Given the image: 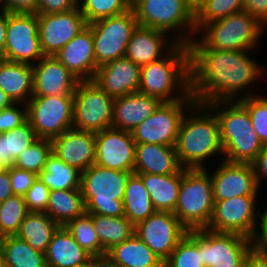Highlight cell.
<instances>
[{
  "label": "cell",
  "mask_w": 267,
  "mask_h": 267,
  "mask_svg": "<svg viewBox=\"0 0 267 267\" xmlns=\"http://www.w3.org/2000/svg\"><path fill=\"white\" fill-rule=\"evenodd\" d=\"M187 46L190 94L197 103L239 101L257 95L261 63L254 56L256 51L208 48L197 36Z\"/></svg>",
  "instance_id": "1"
},
{
  "label": "cell",
  "mask_w": 267,
  "mask_h": 267,
  "mask_svg": "<svg viewBox=\"0 0 267 267\" xmlns=\"http://www.w3.org/2000/svg\"><path fill=\"white\" fill-rule=\"evenodd\" d=\"M175 149L181 166L186 169L206 168L218 156L223 160L218 119L206 104L195 102L187 110Z\"/></svg>",
  "instance_id": "2"
},
{
  "label": "cell",
  "mask_w": 267,
  "mask_h": 267,
  "mask_svg": "<svg viewBox=\"0 0 267 267\" xmlns=\"http://www.w3.org/2000/svg\"><path fill=\"white\" fill-rule=\"evenodd\" d=\"M206 105L218 119L223 160L252 163L263 143L253 128L247 109L239 101H217Z\"/></svg>",
  "instance_id": "3"
},
{
  "label": "cell",
  "mask_w": 267,
  "mask_h": 267,
  "mask_svg": "<svg viewBox=\"0 0 267 267\" xmlns=\"http://www.w3.org/2000/svg\"><path fill=\"white\" fill-rule=\"evenodd\" d=\"M138 92L161 102L185 99L190 94L188 46L178 43L166 56L141 66Z\"/></svg>",
  "instance_id": "4"
},
{
  "label": "cell",
  "mask_w": 267,
  "mask_h": 267,
  "mask_svg": "<svg viewBox=\"0 0 267 267\" xmlns=\"http://www.w3.org/2000/svg\"><path fill=\"white\" fill-rule=\"evenodd\" d=\"M137 23L187 45L195 36V9L187 0H132Z\"/></svg>",
  "instance_id": "5"
},
{
  "label": "cell",
  "mask_w": 267,
  "mask_h": 267,
  "mask_svg": "<svg viewBox=\"0 0 267 267\" xmlns=\"http://www.w3.org/2000/svg\"><path fill=\"white\" fill-rule=\"evenodd\" d=\"M130 174L96 164L82 171L80 190L86 205V213L124 216L123 198Z\"/></svg>",
  "instance_id": "6"
},
{
  "label": "cell",
  "mask_w": 267,
  "mask_h": 267,
  "mask_svg": "<svg viewBox=\"0 0 267 267\" xmlns=\"http://www.w3.org/2000/svg\"><path fill=\"white\" fill-rule=\"evenodd\" d=\"M267 28L246 11L205 24L196 34L208 47L218 50L256 51ZM261 41V42H260Z\"/></svg>",
  "instance_id": "7"
},
{
  "label": "cell",
  "mask_w": 267,
  "mask_h": 267,
  "mask_svg": "<svg viewBox=\"0 0 267 267\" xmlns=\"http://www.w3.org/2000/svg\"><path fill=\"white\" fill-rule=\"evenodd\" d=\"M210 170L183 168L173 214L187 231L205 229L210 222L214 206Z\"/></svg>",
  "instance_id": "8"
},
{
  "label": "cell",
  "mask_w": 267,
  "mask_h": 267,
  "mask_svg": "<svg viewBox=\"0 0 267 267\" xmlns=\"http://www.w3.org/2000/svg\"><path fill=\"white\" fill-rule=\"evenodd\" d=\"M138 25L132 8L87 25L92 30L97 67L125 56L127 44Z\"/></svg>",
  "instance_id": "9"
},
{
  "label": "cell",
  "mask_w": 267,
  "mask_h": 267,
  "mask_svg": "<svg viewBox=\"0 0 267 267\" xmlns=\"http://www.w3.org/2000/svg\"><path fill=\"white\" fill-rule=\"evenodd\" d=\"M27 118L39 139L52 140L73 128V95L31 97Z\"/></svg>",
  "instance_id": "10"
},
{
  "label": "cell",
  "mask_w": 267,
  "mask_h": 267,
  "mask_svg": "<svg viewBox=\"0 0 267 267\" xmlns=\"http://www.w3.org/2000/svg\"><path fill=\"white\" fill-rule=\"evenodd\" d=\"M195 102L191 94L182 100L162 102L150 117L131 131L133 140L136 144L175 146L181 120Z\"/></svg>",
  "instance_id": "11"
},
{
  "label": "cell",
  "mask_w": 267,
  "mask_h": 267,
  "mask_svg": "<svg viewBox=\"0 0 267 267\" xmlns=\"http://www.w3.org/2000/svg\"><path fill=\"white\" fill-rule=\"evenodd\" d=\"M73 99L74 129L97 133L112 126L114 98L92 80L80 81Z\"/></svg>",
  "instance_id": "12"
},
{
  "label": "cell",
  "mask_w": 267,
  "mask_h": 267,
  "mask_svg": "<svg viewBox=\"0 0 267 267\" xmlns=\"http://www.w3.org/2000/svg\"><path fill=\"white\" fill-rule=\"evenodd\" d=\"M259 196H238L214 201L213 213L206 229L215 232L236 233L254 238L262 205ZM260 208H259V207Z\"/></svg>",
  "instance_id": "13"
},
{
  "label": "cell",
  "mask_w": 267,
  "mask_h": 267,
  "mask_svg": "<svg viewBox=\"0 0 267 267\" xmlns=\"http://www.w3.org/2000/svg\"><path fill=\"white\" fill-rule=\"evenodd\" d=\"M43 56L37 14L7 13L5 47L0 58L33 65Z\"/></svg>",
  "instance_id": "14"
},
{
  "label": "cell",
  "mask_w": 267,
  "mask_h": 267,
  "mask_svg": "<svg viewBox=\"0 0 267 267\" xmlns=\"http://www.w3.org/2000/svg\"><path fill=\"white\" fill-rule=\"evenodd\" d=\"M252 240L236 233L199 229V253L205 267H243Z\"/></svg>",
  "instance_id": "15"
},
{
  "label": "cell",
  "mask_w": 267,
  "mask_h": 267,
  "mask_svg": "<svg viewBox=\"0 0 267 267\" xmlns=\"http://www.w3.org/2000/svg\"><path fill=\"white\" fill-rule=\"evenodd\" d=\"M134 233L165 262L187 230L173 212L155 211L135 226Z\"/></svg>",
  "instance_id": "16"
},
{
  "label": "cell",
  "mask_w": 267,
  "mask_h": 267,
  "mask_svg": "<svg viewBox=\"0 0 267 267\" xmlns=\"http://www.w3.org/2000/svg\"><path fill=\"white\" fill-rule=\"evenodd\" d=\"M215 161L210 171L213 201L228 200L238 196H260L252 163Z\"/></svg>",
  "instance_id": "17"
},
{
  "label": "cell",
  "mask_w": 267,
  "mask_h": 267,
  "mask_svg": "<svg viewBox=\"0 0 267 267\" xmlns=\"http://www.w3.org/2000/svg\"><path fill=\"white\" fill-rule=\"evenodd\" d=\"M38 35L44 55L55 56L87 27L79 7L61 13L37 14Z\"/></svg>",
  "instance_id": "18"
},
{
  "label": "cell",
  "mask_w": 267,
  "mask_h": 267,
  "mask_svg": "<svg viewBox=\"0 0 267 267\" xmlns=\"http://www.w3.org/2000/svg\"><path fill=\"white\" fill-rule=\"evenodd\" d=\"M136 143L131 132L113 127L96 133L95 164L134 173Z\"/></svg>",
  "instance_id": "19"
},
{
  "label": "cell",
  "mask_w": 267,
  "mask_h": 267,
  "mask_svg": "<svg viewBox=\"0 0 267 267\" xmlns=\"http://www.w3.org/2000/svg\"><path fill=\"white\" fill-rule=\"evenodd\" d=\"M33 67V95H73L80 80L55 57L44 55Z\"/></svg>",
  "instance_id": "20"
},
{
  "label": "cell",
  "mask_w": 267,
  "mask_h": 267,
  "mask_svg": "<svg viewBox=\"0 0 267 267\" xmlns=\"http://www.w3.org/2000/svg\"><path fill=\"white\" fill-rule=\"evenodd\" d=\"M140 76L141 67L124 56L98 67L92 81L115 99L138 92Z\"/></svg>",
  "instance_id": "21"
},
{
  "label": "cell",
  "mask_w": 267,
  "mask_h": 267,
  "mask_svg": "<svg viewBox=\"0 0 267 267\" xmlns=\"http://www.w3.org/2000/svg\"><path fill=\"white\" fill-rule=\"evenodd\" d=\"M51 142L52 152L81 172L95 164L96 133L71 128Z\"/></svg>",
  "instance_id": "22"
},
{
  "label": "cell",
  "mask_w": 267,
  "mask_h": 267,
  "mask_svg": "<svg viewBox=\"0 0 267 267\" xmlns=\"http://www.w3.org/2000/svg\"><path fill=\"white\" fill-rule=\"evenodd\" d=\"M177 44L163 31L138 25L127 44L125 57L141 67L166 56Z\"/></svg>",
  "instance_id": "23"
},
{
  "label": "cell",
  "mask_w": 267,
  "mask_h": 267,
  "mask_svg": "<svg viewBox=\"0 0 267 267\" xmlns=\"http://www.w3.org/2000/svg\"><path fill=\"white\" fill-rule=\"evenodd\" d=\"M55 57L80 81L92 80L98 69L92 30L87 26L67 43Z\"/></svg>",
  "instance_id": "24"
},
{
  "label": "cell",
  "mask_w": 267,
  "mask_h": 267,
  "mask_svg": "<svg viewBox=\"0 0 267 267\" xmlns=\"http://www.w3.org/2000/svg\"><path fill=\"white\" fill-rule=\"evenodd\" d=\"M161 103L156 97L140 92L115 98L111 127L131 132L138 124L150 117Z\"/></svg>",
  "instance_id": "25"
},
{
  "label": "cell",
  "mask_w": 267,
  "mask_h": 267,
  "mask_svg": "<svg viewBox=\"0 0 267 267\" xmlns=\"http://www.w3.org/2000/svg\"><path fill=\"white\" fill-rule=\"evenodd\" d=\"M182 169L175 146L136 144L134 173L166 175Z\"/></svg>",
  "instance_id": "26"
},
{
  "label": "cell",
  "mask_w": 267,
  "mask_h": 267,
  "mask_svg": "<svg viewBox=\"0 0 267 267\" xmlns=\"http://www.w3.org/2000/svg\"><path fill=\"white\" fill-rule=\"evenodd\" d=\"M45 257L47 267H84L94 260L65 226H59L54 232Z\"/></svg>",
  "instance_id": "27"
},
{
  "label": "cell",
  "mask_w": 267,
  "mask_h": 267,
  "mask_svg": "<svg viewBox=\"0 0 267 267\" xmlns=\"http://www.w3.org/2000/svg\"><path fill=\"white\" fill-rule=\"evenodd\" d=\"M0 89L14 103L27 104L33 95V67L0 58Z\"/></svg>",
  "instance_id": "28"
},
{
  "label": "cell",
  "mask_w": 267,
  "mask_h": 267,
  "mask_svg": "<svg viewBox=\"0 0 267 267\" xmlns=\"http://www.w3.org/2000/svg\"><path fill=\"white\" fill-rule=\"evenodd\" d=\"M104 260L114 267H164V262L135 233L110 249Z\"/></svg>",
  "instance_id": "29"
},
{
  "label": "cell",
  "mask_w": 267,
  "mask_h": 267,
  "mask_svg": "<svg viewBox=\"0 0 267 267\" xmlns=\"http://www.w3.org/2000/svg\"><path fill=\"white\" fill-rule=\"evenodd\" d=\"M135 174H138L142 178L156 211L174 212L177 205L183 169L179 173L166 175L148 173Z\"/></svg>",
  "instance_id": "30"
},
{
  "label": "cell",
  "mask_w": 267,
  "mask_h": 267,
  "mask_svg": "<svg viewBox=\"0 0 267 267\" xmlns=\"http://www.w3.org/2000/svg\"><path fill=\"white\" fill-rule=\"evenodd\" d=\"M124 216H126L134 226L145 221L156 210L150 199V194L145 188L142 178L135 173L128 177L124 198Z\"/></svg>",
  "instance_id": "31"
},
{
  "label": "cell",
  "mask_w": 267,
  "mask_h": 267,
  "mask_svg": "<svg viewBox=\"0 0 267 267\" xmlns=\"http://www.w3.org/2000/svg\"><path fill=\"white\" fill-rule=\"evenodd\" d=\"M59 225L45 212H29L23 219L16 236L35 250L45 253Z\"/></svg>",
  "instance_id": "32"
},
{
  "label": "cell",
  "mask_w": 267,
  "mask_h": 267,
  "mask_svg": "<svg viewBox=\"0 0 267 267\" xmlns=\"http://www.w3.org/2000/svg\"><path fill=\"white\" fill-rule=\"evenodd\" d=\"M54 222L65 226L70 220L86 213V205L80 189L50 191L47 210Z\"/></svg>",
  "instance_id": "33"
},
{
  "label": "cell",
  "mask_w": 267,
  "mask_h": 267,
  "mask_svg": "<svg viewBox=\"0 0 267 267\" xmlns=\"http://www.w3.org/2000/svg\"><path fill=\"white\" fill-rule=\"evenodd\" d=\"M89 215L93 218L95 231L104 248V259L110 249L129 239L135 232V226L126 216Z\"/></svg>",
  "instance_id": "34"
},
{
  "label": "cell",
  "mask_w": 267,
  "mask_h": 267,
  "mask_svg": "<svg viewBox=\"0 0 267 267\" xmlns=\"http://www.w3.org/2000/svg\"><path fill=\"white\" fill-rule=\"evenodd\" d=\"M38 178L50 191L80 189L81 171L66 164L52 152Z\"/></svg>",
  "instance_id": "35"
},
{
  "label": "cell",
  "mask_w": 267,
  "mask_h": 267,
  "mask_svg": "<svg viewBox=\"0 0 267 267\" xmlns=\"http://www.w3.org/2000/svg\"><path fill=\"white\" fill-rule=\"evenodd\" d=\"M1 243L4 267H47L45 253L33 249L16 235L5 236Z\"/></svg>",
  "instance_id": "36"
},
{
  "label": "cell",
  "mask_w": 267,
  "mask_h": 267,
  "mask_svg": "<svg viewBox=\"0 0 267 267\" xmlns=\"http://www.w3.org/2000/svg\"><path fill=\"white\" fill-rule=\"evenodd\" d=\"M38 139L36 132L28 121L20 127L0 134V161L6 168L11 167L19 154Z\"/></svg>",
  "instance_id": "37"
},
{
  "label": "cell",
  "mask_w": 267,
  "mask_h": 267,
  "mask_svg": "<svg viewBox=\"0 0 267 267\" xmlns=\"http://www.w3.org/2000/svg\"><path fill=\"white\" fill-rule=\"evenodd\" d=\"M65 227L75 241L94 259H104V248L98 239L91 215L85 213L70 220Z\"/></svg>",
  "instance_id": "38"
},
{
  "label": "cell",
  "mask_w": 267,
  "mask_h": 267,
  "mask_svg": "<svg viewBox=\"0 0 267 267\" xmlns=\"http://www.w3.org/2000/svg\"><path fill=\"white\" fill-rule=\"evenodd\" d=\"M164 267H205L199 253V230L187 231L164 262Z\"/></svg>",
  "instance_id": "39"
},
{
  "label": "cell",
  "mask_w": 267,
  "mask_h": 267,
  "mask_svg": "<svg viewBox=\"0 0 267 267\" xmlns=\"http://www.w3.org/2000/svg\"><path fill=\"white\" fill-rule=\"evenodd\" d=\"M243 0H204L195 9L196 33L207 23L243 10Z\"/></svg>",
  "instance_id": "40"
},
{
  "label": "cell",
  "mask_w": 267,
  "mask_h": 267,
  "mask_svg": "<svg viewBox=\"0 0 267 267\" xmlns=\"http://www.w3.org/2000/svg\"><path fill=\"white\" fill-rule=\"evenodd\" d=\"M132 0H78L80 12L87 24L117 16L131 9Z\"/></svg>",
  "instance_id": "41"
},
{
  "label": "cell",
  "mask_w": 267,
  "mask_h": 267,
  "mask_svg": "<svg viewBox=\"0 0 267 267\" xmlns=\"http://www.w3.org/2000/svg\"><path fill=\"white\" fill-rule=\"evenodd\" d=\"M29 213L23 196L13 195L1 203L0 223L2 239L5 236H14L20 225Z\"/></svg>",
  "instance_id": "42"
},
{
  "label": "cell",
  "mask_w": 267,
  "mask_h": 267,
  "mask_svg": "<svg viewBox=\"0 0 267 267\" xmlns=\"http://www.w3.org/2000/svg\"><path fill=\"white\" fill-rule=\"evenodd\" d=\"M51 153V140L38 139L34 144L19 154L13 165L38 175L44 169L45 162Z\"/></svg>",
  "instance_id": "43"
},
{
  "label": "cell",
  "mask_w": 267,
  "mask_h": 267,
  "mask_svg": "<svg viewBox=\"0 0 267 267\" xmlns=\"http://www.w3.org/2000/svg\"><path fill=\"white\" fill-rule=\"evenodd\" d=\"M247 109L253 128L263 144H267V95L257 93L239 100Z\"/></svg>",
  "instance_id": "44"
},
{
  "label": "cell",
  "mask_w": 267,
  "mask_h": 267,
  "mask_svg": "<svg viewBox=\"0 0 267 267\" xmlns=\"http://www.w3.org/2000/svg\"><path fill=\"white\" fill-rule=\"evenodd\" d=\"M28 121L27 106L24 103H13L0 110V134L20 127Z\"/></svg>",
  "instance_id": "45"
},
{
  "label": "cell",
  "mask_w": 267,
  "mask_h": 267,
  "mask_svg": "<svg viewBox=\"0 0 267 267\" xmlns=\"http://www.w3.org/2000/svg\"><path fill=\"white\" fill-rule=\"evenodd\" d=\"M50 189L37 178L23 196L29 212H46Z\"/></svg>",
  "instance_id": "46"
},
{
  "label": "cell",
  "mask_w": 267,
  "mask_h": 267,
  "mask_svg": "<svg viewBox=\"0 0 267 267\" xmlns=\"http://www.w3.org/2000/svg\"><path fill=\"white\" fill-rule=\"evenodd\" d=\"M9 177L13 194L24 196L38 175L12 165L9 167Z\"/></svg>",
  "instance_id": "47"
},
{
  "label": "cell",
  "mask_w": 267,
  "mask_h": 267,
  "mask_svg": "<svg viewBox=\"0 0 267 267\" xmlns=\"http://www.w3.org/2000/svg\"><path fill=\"white\" fill-rule=\"evenodd\" d=\"M0 9L7 13L38 14V0H0Z\"/></svg>",
  "instance_id": "48"
},
{
  "label": "cell",
  "mask_w": 267,
  "mask_h": 267,
  "mask_svg": "<svg viewBox=\"0 0 267 267\" xmlns=\"http://www.w3.org/2000/svg\"><path fill=\"white\" fill-rule=\"evenodd\" d=\"M78 7V0H38V14L61 13Z\"/></svg>",
  "instance_id": "49"
},
{
  "label": "cell",
  "mask_w": 267,
  "mask_h": 267,
  "mask_svg": "<svg viewBox=\"0 0 267 267\" xmlns=\"http://www.w3.org/2000/svg\"><path fill=\"white\" fill-rule=\"evenodd\" d=\"M252 244L256 250L267 252V204L260 210L258 227Z\"/></svg>",
  "instance_id": "50"
},
{
  "label": "cell",
  "mask_w": 267,
  "mask_h": 267,
  "mask_svg": "<svg viewBox=\"0 0 267 267\" xmlns=\"http://www.w3.org/2000/svg\"><path fill=\"white\" fill-rule=\"evenodd\" d=\"M243 1V10L267 28V0Z\"/></svg>",
  "instance_id": "51"
},
{
  "label": "cell",
  "mask_w": 267,
  "mask_h": 267,
  "mask_svg": "<svg viewBox=\"0 0 267 267\" xmlns=\"http://www.w3.org/2000/svg\"><path fill=\"white\" fill-rule=\"evenodd\" d=\"M254 168L257 186L260 189H264L263 184H267V144H263L262 150L252 162Z\"/></svg>",
  "instance_id": "52"
},
{
  "label": "cell",
  "mask_w": 267,
  "mask_h": 267,
  "mask_svg": "<svg viewBox=\"0 0 267 267\" xmlns=\"http://www.w3.org/2000/svg\"><path fill=\"white\" fill-rule=\"evenodd\" d=\"M243 267H267V252L252 248L244 260Z\"/></svg>",
  "instance_id": "53"
},
{
  "label": "cell",
  "mask_w": 267,
  "mask_h": 267,
  "mask_svg": "<svg viewBox=\"0 0 267 267\" xmlns=\"http://www.w3.org/2000/svg\"><path fill=\"white\" fill-rule=\"evenodd\" d=\"M11 182L9 177V167L0 171V203L8 197L13 196Z\"/></svg>",
  "instance_id": "54"
},
{
  "label": "cell",
  "mask_w": 267,
  "mask_h": 267,
  "mask_svg": "<svg viewBox=\"0 0 267 267\" xmlns=\"http://www.w3.org/2000/svg\"><path fill=\"white\" fill-rule=\"evenodd\" d=\"M7 30V12L0 9V57L4 53Z\"/></svg>",
  "instance_id": "55"
},
{
  "label": "cell",
  "mask_w": 267,
  "mask_h": 267,
  "mask_svg": "<svg viewBox=\"0 0 267 267\" xmlns=\"http://www.w3.org/2000/svg\"><path fill=\"white\" fill-rule=\"evenodd\" d=\"M14 102L0 89V110L9 107Z\"/></svg>",
  "instance_id": "56"
},
{
  "label": "cell",
  "mask_w": 267,
  "mask_h": 267,
  "mask_svg": "<svg viewBox=\"0 0 267 267\" xmlns=\"http://www.w3.org/2000/svg\"><path fill=\"white\" fill-rule=\"evenodd\" d=\"M265 67V68H264ZM265 75V76H264ZM266 77L267 76V66L266 65H262L260 64V80L264 79L263 77ZM267 79V77H266Z\"/></svg>",
  "instance_id": "57"
},
{
  "label": "cell",
  "mask_w": 267,
  "mask_h": 267,
  "mask_svg": "<svg viewBox=\"0 0 267 267\" xmlns=\"http://www.w3.org/2000/svg\"><path fill=\"white\" fill-rule=\"evenodd\" d=\"M98 267H114L111 266L106 260L98 259Z\"/></svg>",
  "instance_id": "58"
},
{
  "label": "cell",
  "mask_w": 267,
  "mask_h": 267,
  "mask_svg": "<svg viewBox=\"0 0 267 267\" xmlns=\"http://www.w3.org/2000/svg\"><path fill=\"white\" fill-rule=\"evenodd\" d=\"M196 9L204 0H187Z\"/></svg>",
  "instance_id": "59"
},
{
  "label": "cell",
  "mask_w": 267,
  "mask_h": 267,
  "mask_svg": "<svg viewBox=\"0 0 267 267\" xmlns=\"http://www.w3.org/2000/svg\"><path fill=\"white\" fill-rule=\"evenodd\" d=\"M0 267H4L3 249L1 240H0Z\"/></svg>",
  "instance_id": "60"
},
{
  "label": "cell",
  "mask_w": 267,
  "mask_h": 267,
  "mask_svg": "<svg viewBox=\"0 0 267 267\" xmlns=\"http://www.w3.org/2000/svg\"><path fill=\"white\" fill-rule=\"evenodd\" d=\"M84 267H98V259H94L91 263Z\"/></svg>",
  "instance_id": "61"
},
{
  "label": "cell",
  "mask_w": 267,
  "mask_h": 267,
  "mask_svg": "<svg viewBox=\"0 0 267 267\" xmlns=\"http://www.w3.org/2000/svg\"><path fill=\"white\" fill-rule=\"evenodd\" d=\"M0 214H1V203H0ZM0 240H2L1 223H0Z\"/></svg>",
  "instance_id": "62"
},
{
  "label": "cell",
  "mask_w": 267,
  "mask_h": 267,
  "mask_svg": "<svg viewBox=\"0 0 267 267\" xmlns=\"http://www.w3.org/2000/svg\"><path fill=\"white\" fill-rule=\"evenodd\" d=\"M6 167L4 166V164L0 161V171L4 170Z\"/></svg>",
  "instance_id": "63"
}]
</instances>
